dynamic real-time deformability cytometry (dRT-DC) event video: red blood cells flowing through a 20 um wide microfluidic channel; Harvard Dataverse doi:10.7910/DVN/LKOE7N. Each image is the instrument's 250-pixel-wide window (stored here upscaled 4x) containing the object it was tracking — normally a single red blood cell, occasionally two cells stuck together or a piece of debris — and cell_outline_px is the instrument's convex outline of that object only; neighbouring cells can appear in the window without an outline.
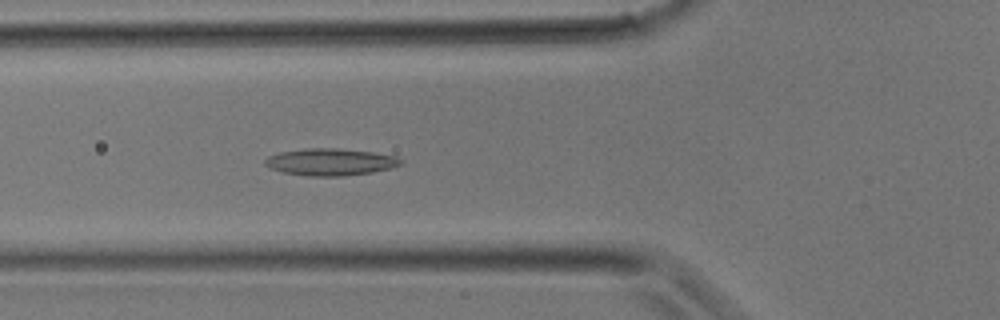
{"species": "common noctule bat (a hibernating species)", "species_latin": "Nyctalus noctula", "temperature_condition": "room temperature", "stored_images_in_passage": 32, "camera_frame_rate_fps": 3000, "um_per_image_px": 0.085, "animal": {"sex": "male", "body_mass_g": 17.9}, "frame": {"image": 1, "passage_image": 11, "time_ms": 3.333, "image_size_px": [1000, 320], "cell_outline_px": [[404, 160], [400, 164], [392, 168], [372, 172], [344, 176], [308, 176], [284, 172], [272, 168], [264, 164], [264, 160], [268, 156], [280, 152], [304, 148], [336, 148], [372, 152], [396, 156]], "centroid_in_image_um": [28.1, 13.76], "position_along_channel_um": 97.7, "area_um2": 21.33}}
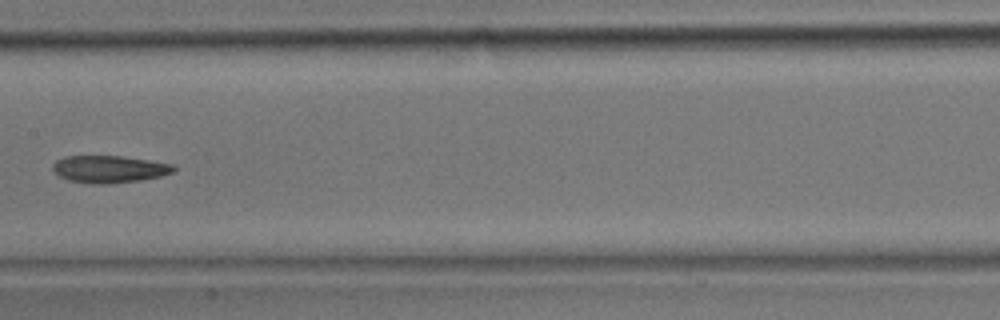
{"frame": {"image": 2, "passage_image": 16, "time_ms": 5.0, "image_size_px": [1000, 320], "cell_outline_px": [[176, 168], [172, 172], [160, 176], [140, 180], [108, 184], [96, 184], [68, 180], [52, 172], [52, 164], [56, 160], [64, 156], [120, 156], [148, 160], [172, 164]], "centroid_in_image_um": [9.23, 14.37], "position_along_channel_um": 198.2, "area_um2": 19.13}}
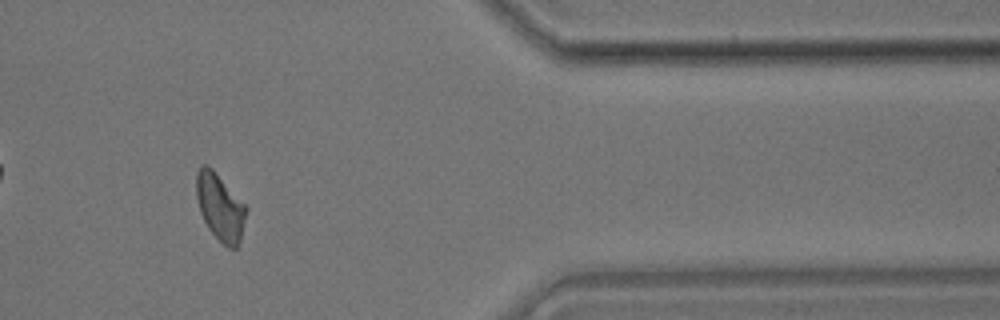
{"frame": {"image": 3, "passage_image": 27, "time_ms": 8.667, "image_size_px": [1000, 320], "cell_outline_px": [[248, 208], [240, 240], [236, 248], [228, 248], [208, 228], [200, 212], [196, 196], [196, 172], [204, 164], [208, 164], [212, 168]], "centroid_in_image_um": [18.7, 17.58], "position_along_channel_um": 392.7, "area_um2": 19.19}}